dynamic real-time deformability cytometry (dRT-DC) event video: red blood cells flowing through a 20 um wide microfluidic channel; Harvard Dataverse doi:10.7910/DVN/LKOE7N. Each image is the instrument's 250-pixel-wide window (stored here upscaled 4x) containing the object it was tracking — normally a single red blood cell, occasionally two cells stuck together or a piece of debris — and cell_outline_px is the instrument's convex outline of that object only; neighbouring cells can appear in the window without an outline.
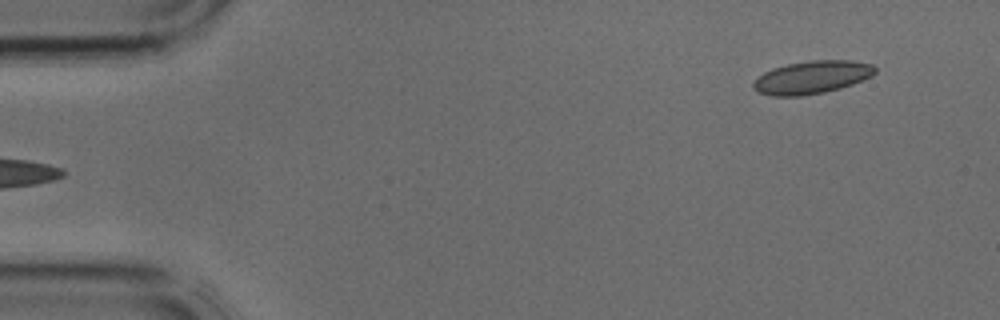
{"species": "common noctule bat (a hibernating species)", "species_latin": "Nyctalus noctula", "temperature_condition": "cold", "stored_images_in_passage": 4, "segment_of_instrument_passage": [2, 2], "camera_frame_rate_fps": 3000, "um_per_image_px": 0.085, "animal": {"sex": "male", "body_mass_g": 17.9, "forearm_length_mm": 54.2}, "frame": {"image": 1, "passage_image": 4, "time_ms": 1.0, "image_size_px": [1000, 320], "cell_outline_px": [[876, 72], [872, 76], [852, 84], [840, 88], [824, 92], [800, 96], [772, 96], [760, 92], [752, 88], [752, 84], [764, 72], [772, 68], [788, 64], [812, 60], [852, 60], [872, 64], [876, 68]], "centroid_in_image_um": [69.03, 6.56], "position_along_channel_um": 16.0, "area_um2": 23.24}}